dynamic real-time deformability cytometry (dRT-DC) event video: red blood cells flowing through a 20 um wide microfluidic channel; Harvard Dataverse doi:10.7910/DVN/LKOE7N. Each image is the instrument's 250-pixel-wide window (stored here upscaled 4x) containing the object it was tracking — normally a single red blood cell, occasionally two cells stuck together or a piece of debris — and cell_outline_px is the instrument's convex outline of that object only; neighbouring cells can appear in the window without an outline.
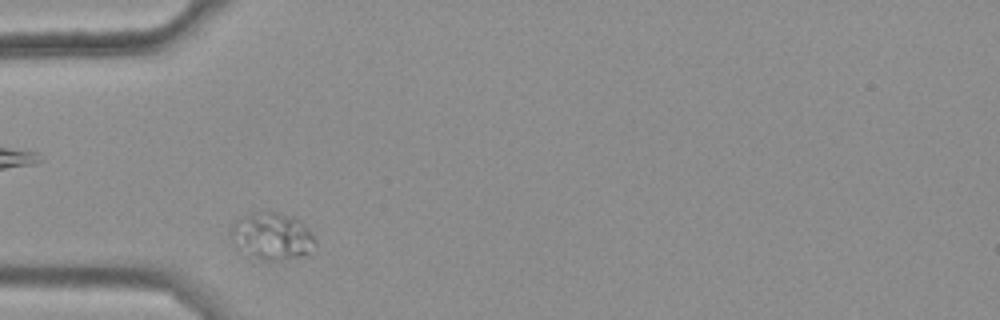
{"species": "common noctule bat (a hibernating species)", "species_latin": "Nyctalus noctula", "temperature_condition": "warm", "stored_images_in_passage": 31, "camera_frame_rate_fps": 3000, "um_per_image_px": 0.085, "animal": {"sex": "female", "body_mass_g": 25.1}, "frame": {"image": 1, "passage_image": 2, "time_ms": 0.333, "image_size_px": [1000, 320], "cell_outline_px": [[316, 244], [304, 256], [276, 260], [260, 260], [236, 248], [232, 236], [232, 224], [236, 220], [244, 216], [256, 212], [276, 212], [296, 216], [312, 232], [316, 240]], "centroid_in_image_um": [23.15, 20.07], "position_along_channel_um": 61.8, "area_um2": 23.12}}
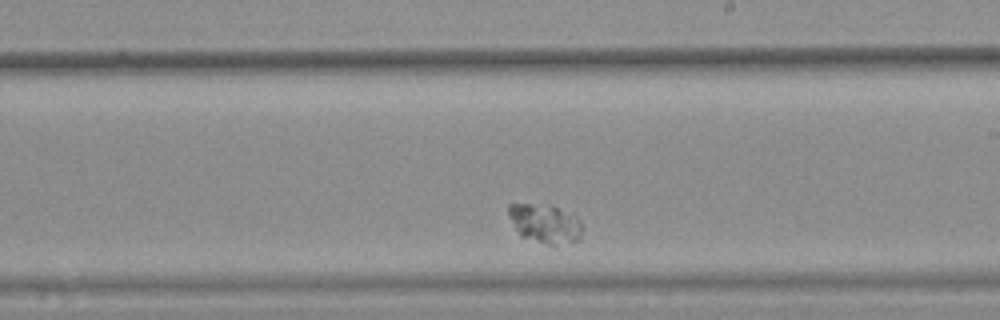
{"frame": {"image": 2, "passage_image": 19, "time_ms": 6.0, "image_size_px": [1000, 320], "cell_outline_px": [[584, 228], [580, 240], [556, 244], [548, 244], [520, 236], [508, 212], [508, 204], [532, 204], [556, 208], [576, 212]], "centroid_in_image_um": [46.41, 19.0], "position_along_channel_um": 242.6, "area_um2": 16.65}}
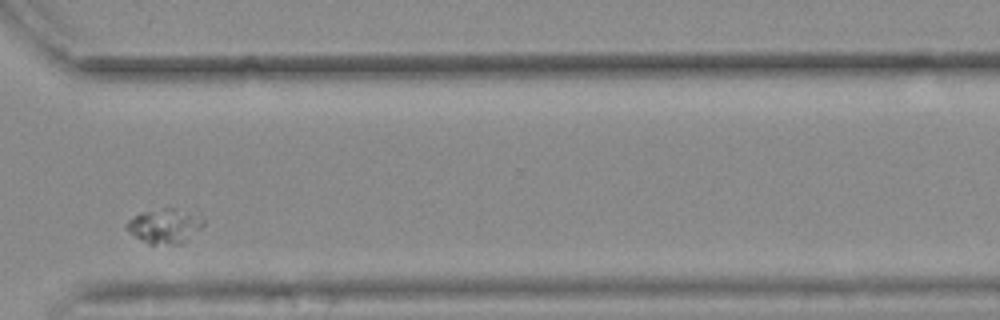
{"frame": {"image": 3, "passage_image": 29, "time_ms": 9.333, "image_size_px": [1000, 320], "cell_outline_px": [[204, 224], [200, 228], [184, 240], [176, 244], [148, 244], [128, 232], [124, 224], [128, 220], [140, 212], [164, 208], [172, 208], [204, 216]], "centroid_in_image_um": [13.95, 19.19], "position_along_channel_um": 356.6, "area_um2": 15.32}}